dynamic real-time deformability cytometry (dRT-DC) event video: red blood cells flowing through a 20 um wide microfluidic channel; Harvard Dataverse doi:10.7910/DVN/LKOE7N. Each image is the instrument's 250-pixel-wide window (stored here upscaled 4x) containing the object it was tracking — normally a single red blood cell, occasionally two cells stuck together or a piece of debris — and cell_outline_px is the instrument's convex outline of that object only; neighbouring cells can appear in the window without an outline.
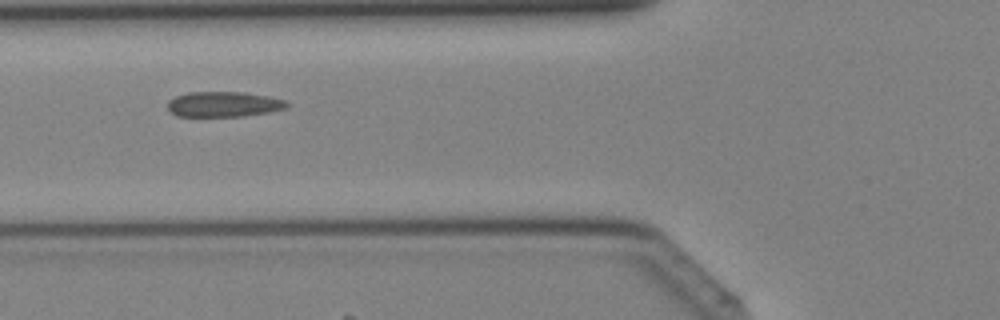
{"species": "Egyptian fruit bat (a non-hibernating species)", "species_latin": "Rousettus aegyptiacus", "temperature_condition": "cold", "stored_images_in_passage": 2, "camera_frame_rate_fps": 3000, "um_per_image_px": 0.085, "animal": {"sex": "female"}, "frame": {"image": 1, "passage_image": 2, "time_ms": 0.333, "image_size_px": [1000, 320], "cell_outline_px": [[288, 108], [268, 112], [244, 116], [176, 116], [168, 112], [168, 100], [176, 96], [188, 92], [244, 92], [268, 96], [288, 100]], "centroid_in_image_um": [19.01, 8.86], "position_along_channel_um": 106.8, "area_um2": 17.74}}